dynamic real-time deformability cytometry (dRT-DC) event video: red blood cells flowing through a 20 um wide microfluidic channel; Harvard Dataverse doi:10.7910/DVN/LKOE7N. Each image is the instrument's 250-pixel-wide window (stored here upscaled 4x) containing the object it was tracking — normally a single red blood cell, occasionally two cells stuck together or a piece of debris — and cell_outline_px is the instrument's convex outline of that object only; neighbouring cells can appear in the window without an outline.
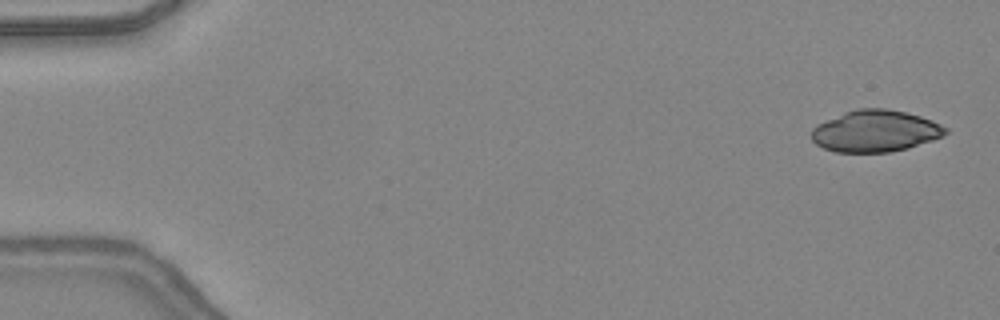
{"species": "common noctule bat (a hibernating species)", "species_latin": "Nyctalus noctula", "temperature_condition": "warm", "stored_images_in_passage": 3, "camera_frame_rate_fps": 3000, "um_per_image_px": 0.085, "animal": {"sex": "female", "body_mass_g": 24.6, "forearm_length_mm": 56.2}, "frame": {"image": 1, "passage_image": 1, "time_ms": 0.0, "image_size_px": [1000, 320], "cell_outline_px": [[948, 132], [944, 136], [908, 148], [888, 152], [836, 152], [824, 148], [816, 144], [812, 140], [812, 128], [816, 124], [844, 112], [856, 108], [888, 108], [920, 116], [932, 120], [948, 128]], "centroid_in_image_um": [74.4, 11.13], "position_along_channel_um": 10.6, "area_um2": 32.66}}